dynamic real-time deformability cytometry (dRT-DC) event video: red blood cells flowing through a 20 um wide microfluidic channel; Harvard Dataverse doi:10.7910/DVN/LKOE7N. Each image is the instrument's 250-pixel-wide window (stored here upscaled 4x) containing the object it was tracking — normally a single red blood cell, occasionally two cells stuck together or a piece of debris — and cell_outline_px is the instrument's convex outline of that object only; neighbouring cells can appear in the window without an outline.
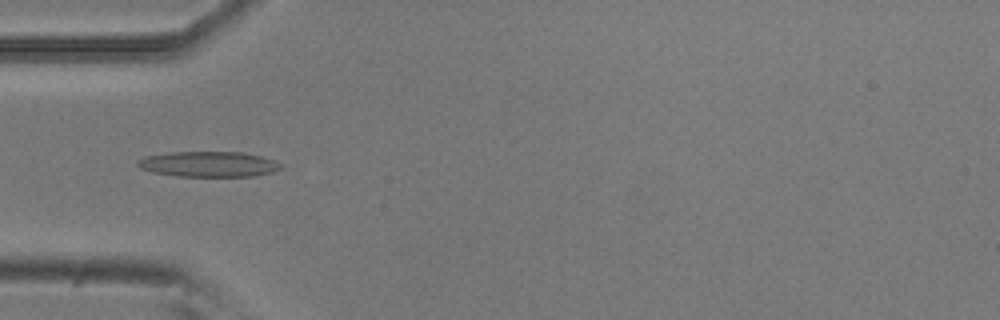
{"species": "common noctule bat (a hibernating species)", "species_latin": "Nyctalus noctula", "temperature_condition": "room temperature", "stored_images_in_passage": 5, "camera_frame_rate_fps": 3000, "um_per_image_px": 0.085, "animal": {"sex": "male", "body_mass_g": 20.5, "forearm_length_mm": 52.5}, "frame": {"image": 1, "passage_image": 4, "time_ms": 1.0, "image_size_px": [1000, 320], "cell_outline_px": [[284, 168], [272, 172], [252, 176], [176, 176], [152, 172], [140, 168], [136, 164], [136, 160], [144, 156], [168, 152], [244, 152], [276, 160]], "centroid_in_image_um": [17.71, 13.95], "position_along_channel_um": 67.3, "area_um2": 21.39}}
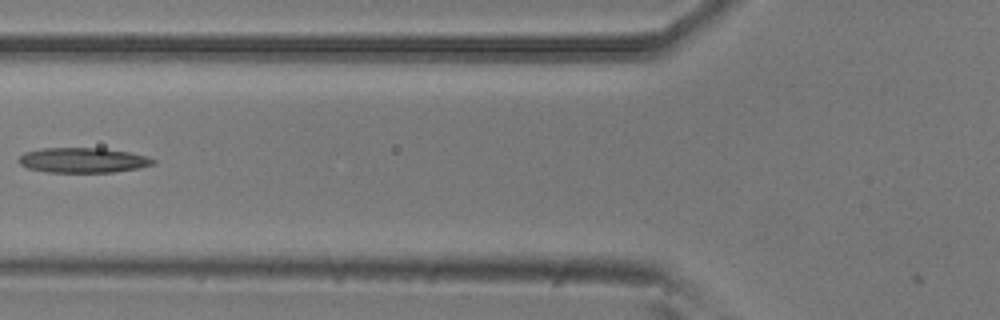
{"frame": {"image": 2, "passage_image": 5, "time_ms": 1.333, "image_size_px": [1000, 320], "cell_outline_px": [[156, 164], [140, 168], [112, 172], [48, 172], [28, 168], [20, 164], [16, 160], [24, 152], [40, 148], [104, 148], [128, 152], [144, 156], [156, 160]], "centroid_in_image_um": [7.03, 13.61], "position_along_channel_um": 118.8, "area_um2": 19.65}}